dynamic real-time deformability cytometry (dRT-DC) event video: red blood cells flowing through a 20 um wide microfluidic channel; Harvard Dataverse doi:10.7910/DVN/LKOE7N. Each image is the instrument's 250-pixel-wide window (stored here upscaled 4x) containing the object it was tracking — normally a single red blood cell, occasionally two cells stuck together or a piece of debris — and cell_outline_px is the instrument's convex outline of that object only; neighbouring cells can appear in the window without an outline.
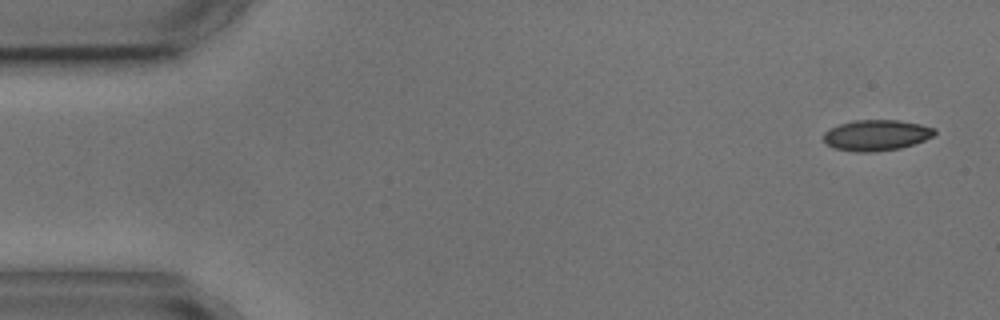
{"species": "common noctule bat (a hibernating species)", "species_latin": "Nyctalus noctula", "temperature_condition": "cold", "stored_images_in_passage": 3, "camera_frame_rate_fps": 3000, "um_per_image_px": 0.085, "animal": {"sex": "male", "body_mass_g": 17.9, "forearm_length_mm": 54.2}, "frame": {"image": 1, "passage_image": 1, "time_ms": 0.0, "image_size_px": [1000, 320], "cell_outline_px": [[936, 132], [932, 136], [924, 140], [900, 148], [872, 152], [856, 152], [836, 148], [828, 144], [824, 140], [824, 132], [828, 128], [852, 120], [900, 120], [920, 124], [936, 128]], "centroid_in_image_um": [74.49, 11.48], "position_along_channel_um": 10.5, "area_um2": 19.88}}